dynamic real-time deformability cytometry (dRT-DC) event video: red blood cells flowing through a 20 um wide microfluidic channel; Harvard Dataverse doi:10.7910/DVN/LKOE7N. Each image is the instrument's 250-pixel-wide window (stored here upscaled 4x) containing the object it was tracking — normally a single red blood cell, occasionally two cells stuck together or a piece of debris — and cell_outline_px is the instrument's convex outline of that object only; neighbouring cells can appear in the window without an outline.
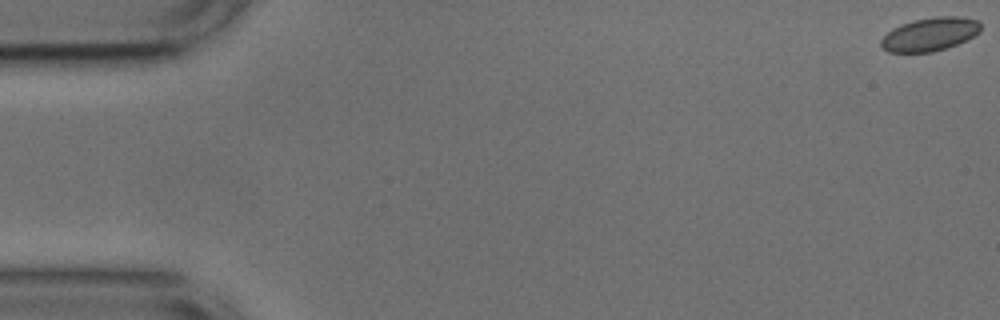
{"species": "common noctule bat (a hibernating species)", "species_latin": "Nyctalus noctula", "temperature_condition": "cold", "stored_images_in_passage": 6, "camera_frame_rate_fps": 3000, "um_per_image_px": 0.085, "animal": {"sex": "male", "body_mass_g": 17.9, "forearm_length_mm": 54.2}, "frame": {"image": 1, "passage_image": 1, "time_ms": 0.0, "image_size_px": [1000, 320], "cell_outline_px": [[980, 32], [956, 44], [932, 52], [888, 52], [880, 44], [880, 40], [892, 28], [900, 24], [912, 20], [936, 16], [960, 16], [980, 20]], "centroid_in_image_um": [79.03, 2.89], "position_along_channel_um": 6.0, "area_um2": 19.36}}